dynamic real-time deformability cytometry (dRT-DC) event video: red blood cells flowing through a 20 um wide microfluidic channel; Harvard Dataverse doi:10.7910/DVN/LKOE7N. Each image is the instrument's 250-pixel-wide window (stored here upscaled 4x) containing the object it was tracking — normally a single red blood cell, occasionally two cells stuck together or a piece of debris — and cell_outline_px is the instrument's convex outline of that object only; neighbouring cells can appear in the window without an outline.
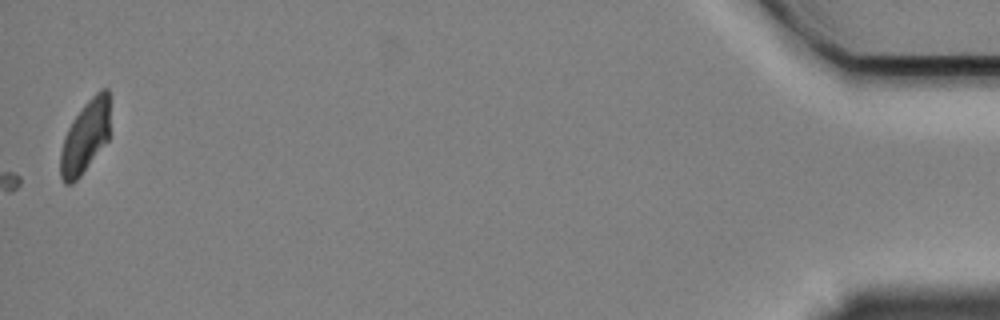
{"species": "Egyptian fruit bat (a non-hibernating species)", "species_latin": "Rousettus aegyptiacus", "temperature_condition": "cold", "stored_images_in_passage": 63, "camera_frame_rate_fps": 3000, "um_per_image_px": 0.085, "animal": {"sex": "female"}, "frame": {"image": 1, "passage_image": 63, "time_ms": 20.667, "image_size_px": [1000, 320], "cell_outline_px": [[108, 140], [80, 176], [72, 184], [64, 184], [60, 176], [60, 152], [64, 136], [72, 120], [84, 104], [100, 88], [108, 88]], "centroid_in_image_um": [7.21, 11.64], "position_along_channel_um": 428.0, "area_um2": 20.75}}